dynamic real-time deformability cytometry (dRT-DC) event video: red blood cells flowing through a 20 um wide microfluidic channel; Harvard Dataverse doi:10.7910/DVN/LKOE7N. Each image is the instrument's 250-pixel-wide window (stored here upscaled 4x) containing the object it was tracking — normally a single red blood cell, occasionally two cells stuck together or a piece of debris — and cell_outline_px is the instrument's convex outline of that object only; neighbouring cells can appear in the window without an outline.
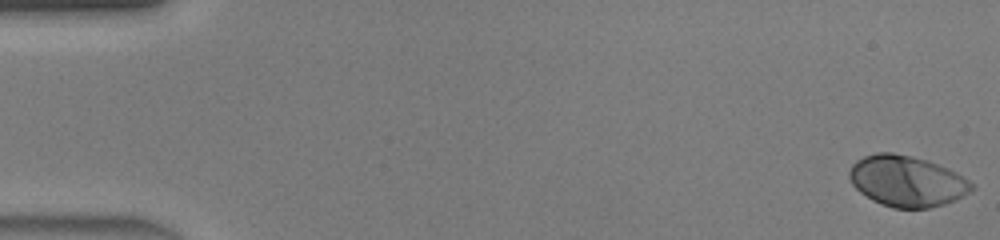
{"species": "human", "species_latin": "Homo sapiens", "temperature_condition": "warm", "stored_images_in_passage": 47, "camera_frame_rate_fps": 3000, "um_per_image_px": 0.085, "donor": {"sex": "male"}, "frame": {"image": 1, "passage_image": 1, "time_ms": 0.0, "image_size_px": [1000, 240], "cell_outline_px": [[976, 188], [956, 200], [944, 204], [928, 208], [892, 208], [880, 204], [872, 200], [860, 192], [852, 184], [848, 176], [848, 172], [852, 164], [856, 160], [864, 156], [876, 152], [892, 152], [912, 156], [928, 160], [948, 168], [956, 172], [976, 184]], "centroid_in_image_um": [77.09, 15.39], "position_along_channel_um": 7.9, "area_um2": 36.7}}
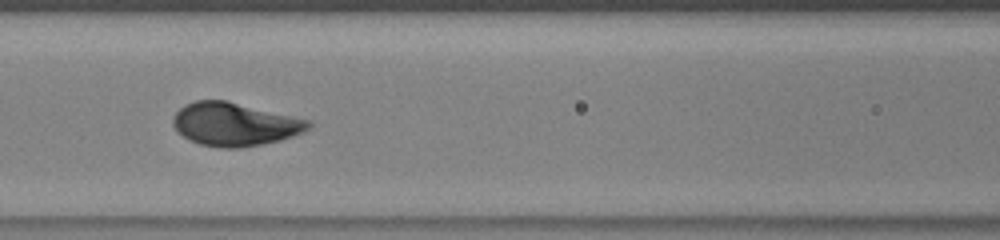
{"frame": {"image": 2, "passage_image": 21, "time_ms": 6.667, "image_size_px": [1000, 240], "cell_outline_px": [[312, 128], [304, 132], [280, 140], [240, 148], [220, 148], [200, 144], [184, 136], [172, 124], [172, 120], [176, 112], [184, 104], [196, 100], [224, 100], [312, 120]], "centroid_in_image_um": [19.99, 10.55], "position_along_channel_um": 146.6, "area_um2": 34.04}}
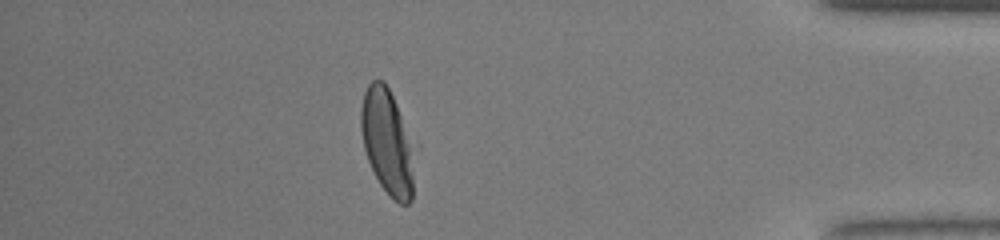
{"frame": {"image": 3, "passage_image": 41, "time_ms": 13.333, "image_size_px": [1000, 240], "cell_outline_px": [[412, 200], [408, 204], [400, 204], [392, 200], [380, 184], [368, 160], [364, 148], [360, 128], [360, 108], [364, 92], [368, 84], [372, 80], [384, 80], [396, 104], [412, 144]], "centroid_in_image_um": [32.88, 12.06], "position_along_channel_um": 402.3, "area_um2": 32.25}, "authors_computed_cell_mechanics": {"area_um2": 34.5644, "velocity_mm_per_s": 4.4523, "shape_relaxation_time_tau1_ms": 2.2169, "shape_relaxation_time_tau2_ms": null, "deformation_change_tau1": 0.1463, "deformation_change_tau2": null}}